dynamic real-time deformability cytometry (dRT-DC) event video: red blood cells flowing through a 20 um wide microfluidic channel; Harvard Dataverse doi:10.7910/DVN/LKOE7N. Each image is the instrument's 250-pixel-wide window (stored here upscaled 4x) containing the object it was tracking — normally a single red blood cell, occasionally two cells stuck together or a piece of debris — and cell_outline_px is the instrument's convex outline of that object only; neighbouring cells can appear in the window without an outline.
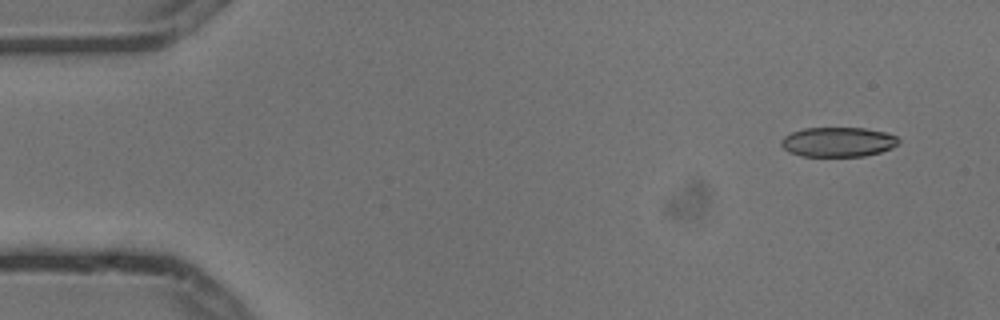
{"species": "common noctule bat (a hibernating species)", "species_latin": "Nyctalus noctula", "temperature_condition": "cold", "stored_images_in_passage": 5, "camera_frame_rate_fps": 3000, "um_per_image_px": 0.085, "animal": {"sex": "male", "body_mass_g": 13.3}, "frame": {"image": 1, "passage_image": 1, "time_ms": 0.0, "image_size_px": [1000, 320], "cell_outline_px": [[900, 140], [892, 148], [880, 152], [864, 156], [804, 156], [788, 152], [780, 144], [780, 140], [784, 136], [792, 132], [804, 128], [864, 128], [884, 132], [896, 136]], "centroid_in_image_um": [71.21, 12.07], "position_along_channel_um": 13.8, "area_um2": 20.23}}
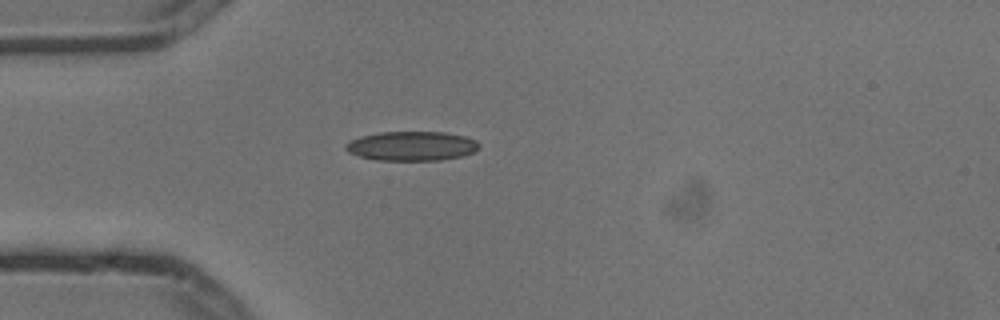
{"frame": {"image": 2, "passage_image": 4, "time_ms": 1.0, "image_size_px": [1000, 320], "cell_outline_px": [[480, 144], [476, 152], [460, 156], [440, 160], [376, 160], [360, 156], [348, 152], [344, 148], [344, 144], [360, 136], [380, 132], [444, 132], [464, 136], [476, 140]], "centroid_in_image_um": [34.99, 12.41], "position_along_channel_um": 50.0, "area_um2": 22.83}}